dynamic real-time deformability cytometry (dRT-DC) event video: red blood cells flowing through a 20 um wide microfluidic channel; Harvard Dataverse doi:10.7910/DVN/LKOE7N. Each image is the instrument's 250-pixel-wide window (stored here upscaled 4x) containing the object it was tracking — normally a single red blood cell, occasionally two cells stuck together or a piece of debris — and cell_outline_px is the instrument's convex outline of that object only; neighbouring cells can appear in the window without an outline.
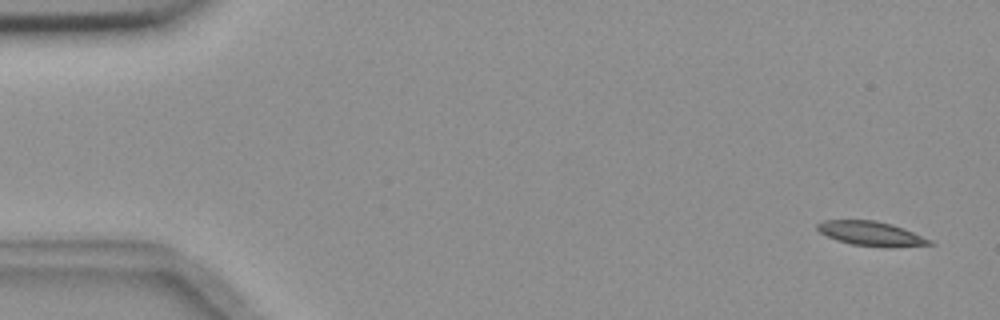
{"species": "common noctule bat (a hibernating species)", "species_latin": "Nyctalus noctula", "temperature_condition": "room temperature", "stored_images_in_passage": 4, "camera_frame_rate_fps": 3000, "um_per_image_px": 0.085, "animal": {"sex": "female", "body_mass_g": 18.4}, "frame": {"image": 1, "passage_image": 1, "time_ms": 0.0, "image_size_px": [1000, 320], "cell_outline_px": [[936, 244], [852, 244], [836, 240], [820, 232], [816, 228], [816, 224], [824, 220], [876, 220], [892, 224], [904, 228], [932, 240]], "centroid_in_image_um": [73.94, 19.78], "position_along_channel_um": 11.1, "area_um2": 14.91}}